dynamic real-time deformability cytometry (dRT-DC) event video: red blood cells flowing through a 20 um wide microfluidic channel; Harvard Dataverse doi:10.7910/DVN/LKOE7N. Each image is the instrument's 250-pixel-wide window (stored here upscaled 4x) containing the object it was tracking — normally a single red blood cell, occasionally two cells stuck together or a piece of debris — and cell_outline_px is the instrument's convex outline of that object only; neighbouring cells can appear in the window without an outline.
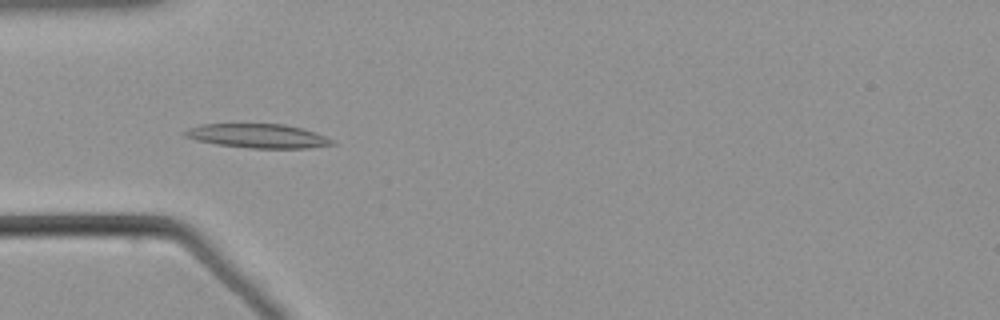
{"species": "common noctule bat (a hibernating species)", "species_latin": "Nyctalus noctula", "temperature_condition": "warm", "stored_images_in_passage": 56, "camera_frame_rate_fps": 3000, "um_per_image_px": 0.085, "animal": {"sex": "male", "body_mass_g": 21.5, "forearm_length_mm": 52.0}, "frame": {"image": 1, "passage_image": 18, "time_ms": 5.667, "image_size_px": [1000, 320], "cell_outline_px": [[336, 144], [308, 148], [248, 148], [216, 144], [196, 140], [184, 136], [180, 132], [188, 128], [200, 124], [284, 124], [304, 128], [324, 136], [332, 140]], "centroid_in_image_um": [21.87, 11.55], "position_along_channel_um": 63.1, "area_um2": 20.75}}
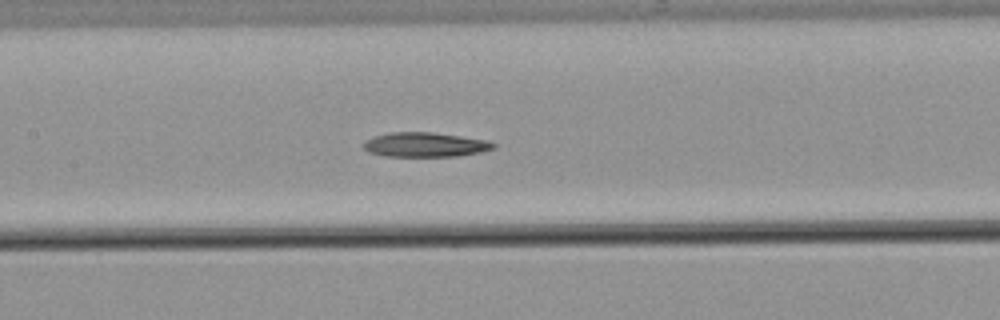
{"frame": {"image": 2, "passage_image": 27, "time_ms": 8.667, "image_size_px": [1000, 320], "cell_outline_px": [[496, 148], [480, 152], [460, 156], [384, 156], [368, 152], [364, 148], [364, 140], [376, 136], [392, 132], [432, 132], [488, 140], [496, 144]], "centroid_in_image_um": [36.16, 12.3], "position_along_channel_um": 171.2, "area_um2": 18.55}}
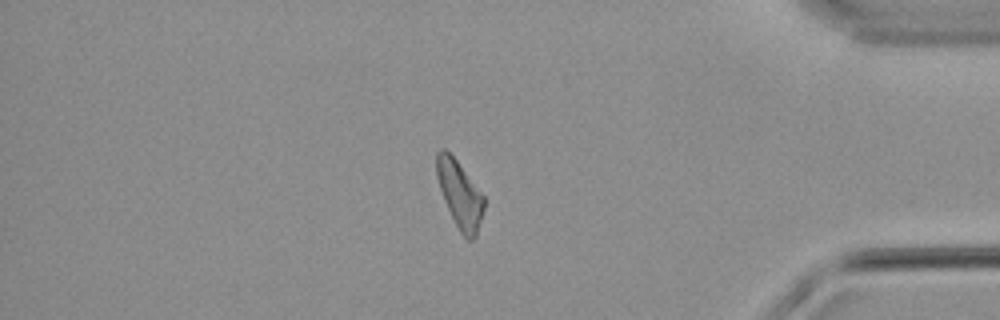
{"frame": {"image": 3, "passage_image": 48, "time_ms": 15.667, "image_size_px": [1000, 320], "cell_outline_px": [[484, 208], [476, 236], [472, 240], [468, 240], [460, 232], [444, 200], [436, 176], [436, 152], [440, 148], [444, 148], [456, 160], [484, 196]], "centroid_in_image_um": [39.07, 16.51], "position_along_channel_um": 396.1, "area_um2": 18.15}}